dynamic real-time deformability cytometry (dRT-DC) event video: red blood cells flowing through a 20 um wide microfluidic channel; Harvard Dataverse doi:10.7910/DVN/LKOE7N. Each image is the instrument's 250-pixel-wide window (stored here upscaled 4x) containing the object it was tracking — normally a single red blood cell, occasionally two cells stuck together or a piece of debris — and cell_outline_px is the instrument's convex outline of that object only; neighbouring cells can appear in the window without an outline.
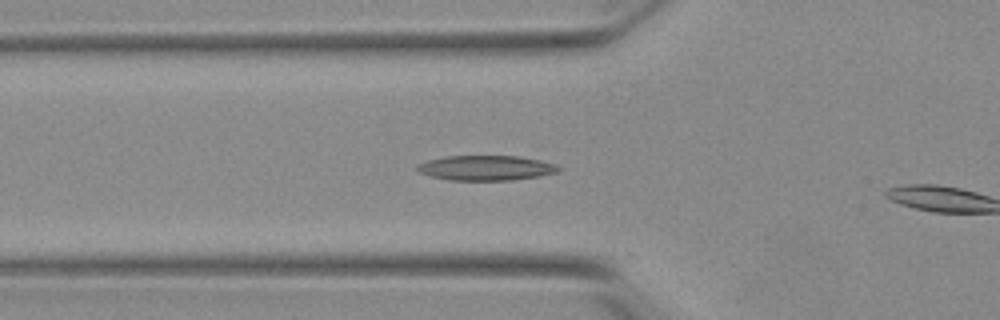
{"species": "Egyptian fruit bat (a non-hibernating species)", "species_latin": "Rousettus aegyptiacus", "temperature_condition": "warm", "stored_images_in_passage": 4, "camera_frame_rate_fps": 3000, "um_per_image_px": 0.085, "animal": {"sex": "female"}, "frame": {"image": 1, "passage_image": 3, "time_ms": 0.667, "image_size_px": [1000, 320], "cell_outline_px": [[560, 168], [556, 172], [540, 176], [512, 180], [448, 180], [432, 176], [420, 172], [416, 168], [416, 164], [428, 160], [444, 156], [520, 156], [540, 160], [556, 164]], "centroid_in_image_um": [41.3, 14.27], "position_along_channel_um": 84.5, "area_um2": 20.52}}